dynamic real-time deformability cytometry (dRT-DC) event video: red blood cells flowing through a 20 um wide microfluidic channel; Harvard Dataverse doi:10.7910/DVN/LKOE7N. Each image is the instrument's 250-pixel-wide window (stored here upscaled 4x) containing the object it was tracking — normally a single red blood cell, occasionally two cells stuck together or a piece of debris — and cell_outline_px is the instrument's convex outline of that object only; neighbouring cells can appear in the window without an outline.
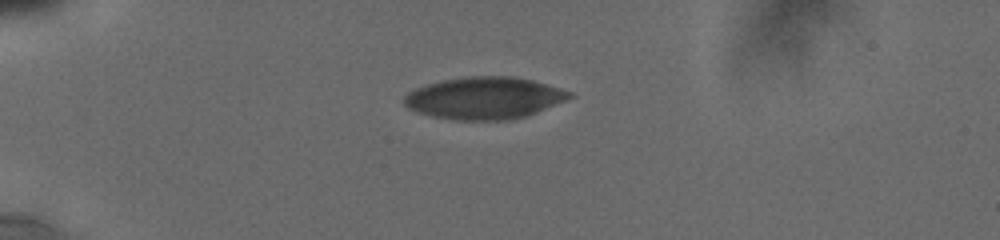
{"species": "human", "species_latin": "Homo sapiens", "temperature_condition": "cold", "stored_images_in_passage": 33, "camera_frame_rate_fps": 3000, "um_per_image_px": 0.085, "donor": {"sex": "male"}, "frame": {"image": 1, "passage_image": 1, "time_ms": 0.0, "image_size_px": [1000, 240], "cell_outline_px": [[572, 96], [564, 100], [536, 112], [524, 116], [508, 120], [456, 120], [432, 116], [408, 108], [404, 104], [404, 96], [408, 92], [416, 88], [428, 84], [444, 80], [468, 76], [512, 76], [532, 80], [560, 88], [572, 92]], "centroid_in_image_um": [41.15, 8.33], "position_along_channel_um": 43.9, "area_um2": 40.06}}
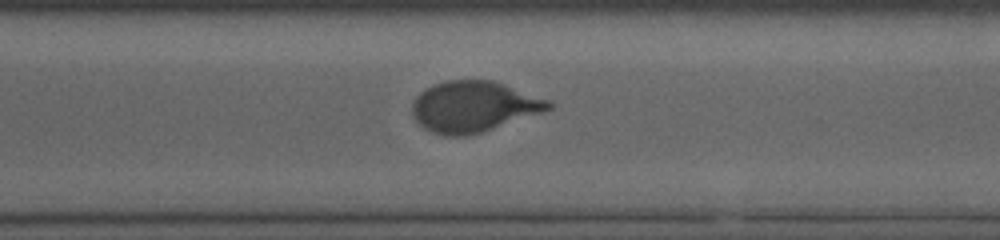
{"frame": {"image": 2, "passage_image": 19, "time_ms": 8.667, "image_size_px": [1000, 240], "cell_outline_px": [[556, 104], [552, 108], [544, 112], [480, 132], [464, 136], [444, 136], [432, 132], [424, 128], [412, 116], [412, 104], [416, 96], [424, 88], [444, 80], [496, 80], [552, 100]], "centroid_in_image_um": [40.3, 9.04], "position_along_channel_um": 330.3, "area_um2": 40.92}}
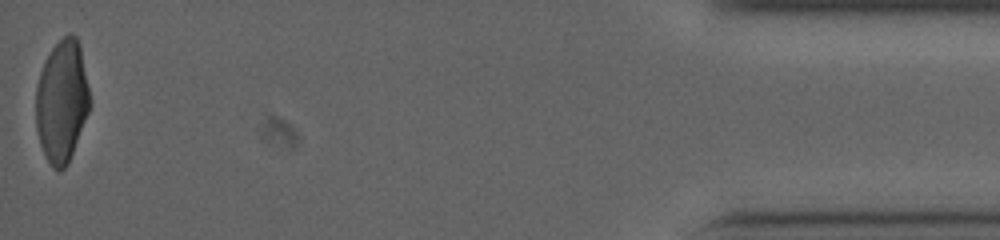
{"frame": {"image": 3, "passage_image": 33, "time_ms": 13.333, "image_size_px": [1000, 240], "cell_outline_px": [[92, 104], [68, 164], [60, 172], [52, 168], [40, 144], [36, 128], [36, 88], [40, 72], [52, 48], [68, 32], [76, 36], [80, 44]], "centroid_in_image_um": [5.28, 8.61], "position_along_channel_um": 429.9, "area_um2": 38.55}, "authors_computed_cell_mechanics": {"area_um2": 40.6334, "velocity_mm_per_s": 3.8073, "shape_relaxation_time_tau1_ms": 9.3714, "shape_relaxation_time_tau2_ms": null, "deformation_change_tau1": 0.2042, "deformation_change_tau2": null}}